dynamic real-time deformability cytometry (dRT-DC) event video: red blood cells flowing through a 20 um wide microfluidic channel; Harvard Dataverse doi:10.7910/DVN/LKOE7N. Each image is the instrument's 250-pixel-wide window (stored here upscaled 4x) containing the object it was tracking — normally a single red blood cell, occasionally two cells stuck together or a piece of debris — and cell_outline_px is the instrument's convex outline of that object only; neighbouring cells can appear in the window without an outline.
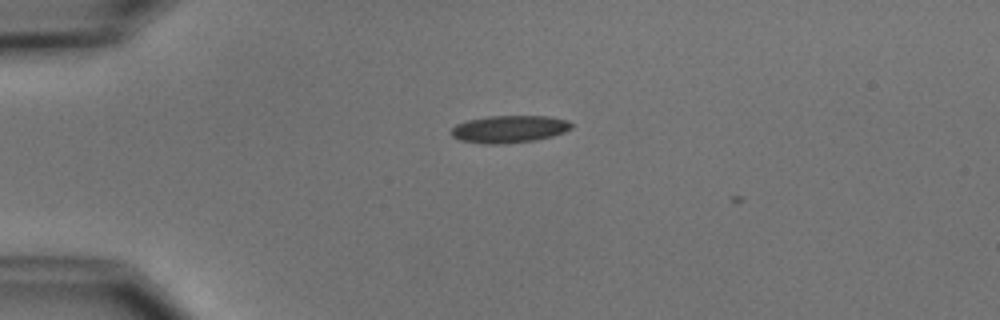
{"species": "common noctule bat (a hibernating species)", "species_latin": "Nyctalus noctula", "temperature_condition": "cold", "stored_images_in_passage": 6, "camera_frame_rate_fps": 3000, "um_per_image_px": 0.085, "animal": {"sex": "male", "body_mass_g": 15.6}, "frame": {"image": 1, "passage_image": 5, "time_ms": 1.333, "image_size_px": [1000, 320], "cell_outline_px": [[572, 128], [564, 132], [552, 136], [536, 140], [504, 144], [484, 144], [460, 140], [452, 136], [452, 128], [456, 124], [468, 120], [488, 116], [548, 116], [568, 120], [572, 124]], "centroid_in_image_um": [43.3, 10.97], "position_along_channel_um": 41.7, "area_um2": 19.19}}